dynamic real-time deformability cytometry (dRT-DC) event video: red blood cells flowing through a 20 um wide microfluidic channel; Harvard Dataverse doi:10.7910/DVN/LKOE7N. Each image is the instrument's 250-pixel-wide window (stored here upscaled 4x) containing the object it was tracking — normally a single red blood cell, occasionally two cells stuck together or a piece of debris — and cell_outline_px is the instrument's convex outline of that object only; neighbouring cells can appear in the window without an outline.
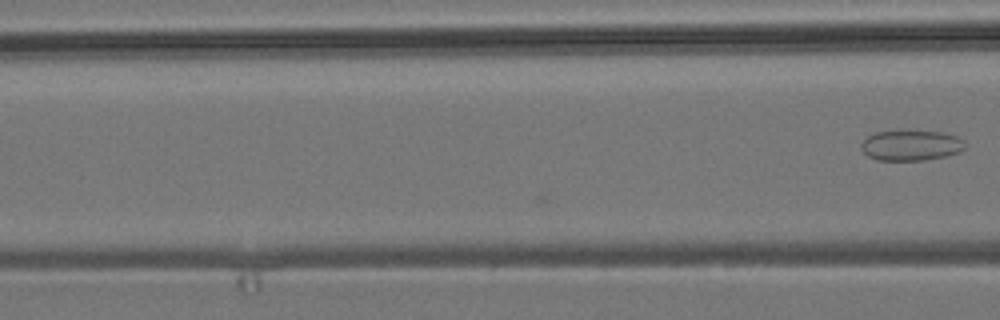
{"species": "common noctule bat (a hibernating species)", "species_latin": "Nyctalus noctula", "temperature_condition": "room temperature", "stored_images_in_passage": 4, "camera_frame_rate_fps": 3000, "um_per_image_px": 0.085, "animal": {"sex": "male", "body_mass_g": 19.2, "forearm_length_mm": 51.8}, "frame": {"image": 1, "passage_image": 4, "time_ms": 1.0, "image_size_px": [1000, 320], "cell_outline_px": [[964, 148], [960, 152], [944, 156], [924, 160], [876, 160], [868, 156], [860, 148], [860, 144], [868, 136], [876, 132], [900, 128], [944, 132], [956, 136], [964, 140]], "centroid_in_image_um": [77.41, 12.31], "position_along_channel_um": 89.2, "area_um2": 19.07}}